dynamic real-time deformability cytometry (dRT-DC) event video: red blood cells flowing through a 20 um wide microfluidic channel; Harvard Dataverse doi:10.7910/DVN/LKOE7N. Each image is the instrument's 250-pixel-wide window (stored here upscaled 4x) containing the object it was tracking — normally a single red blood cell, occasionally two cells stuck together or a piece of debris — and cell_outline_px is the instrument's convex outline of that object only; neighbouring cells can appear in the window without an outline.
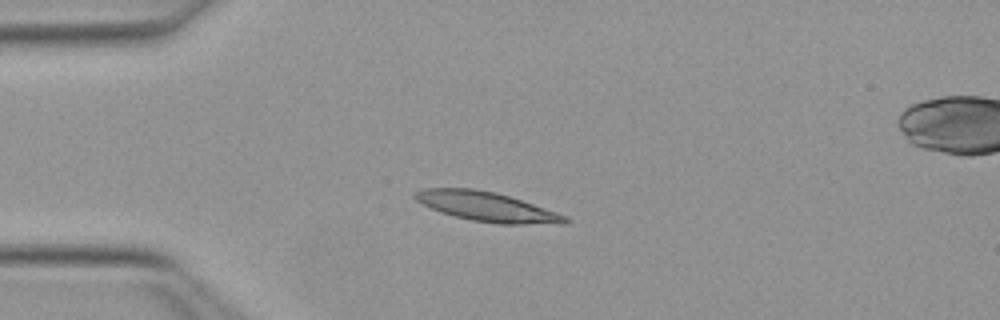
{"species": "Egyptian fruit bat (a non-hibernating species)", "species_latin": "Rousettus aegyptiacus", "temperature_condition": "warm", "stored_images_in_passage": 29, "camera_frame_rate_fps": 3000, "um_per_image_px": 0.085, "animal": {"sex": "female"}, "frame": {"image": 1, "passage_image": 1, "time_ms": 0.0, "image_size_px": [1000, 320], "cell_outline_px": [[568, 220], [564, 224], [500, 224], [472, 220], [440, 212], [416, 200], [412, 196], [412, 192], [424, 188], [472, 188], [496, 192], [568, 216]], "centroid_in_image_um": [41.35, 17.56], "position_along_channel_um": 43.6, "area_um2": 25.55}}
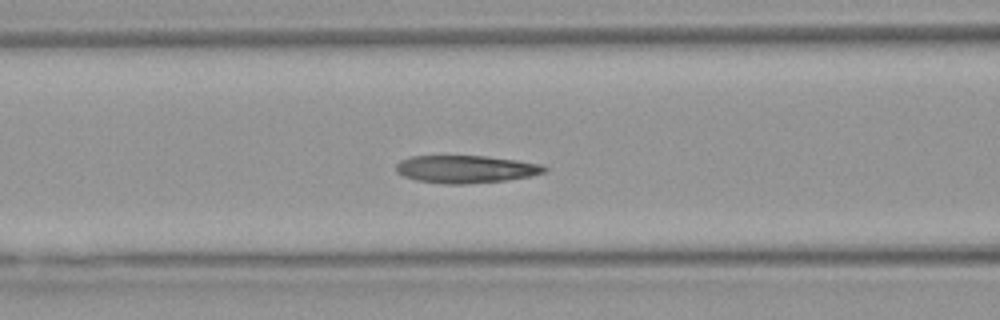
{"frame": {"image": 2, "passage_image": 9, "time_ms": 2.667, "image_size_px": [1000, 320], "cell_outline_px": [[548, 168], [544, 172], [528, 176], [504, 180], [468, 184], [444, 184], [416, 180], [404, 176], [396, 172], [396, 164], [400, 160], [412, 156], [484, 156], [516, 160], [544, 164]], "centroid_in_image_um": [39.57, 14.37], "position_along_channel_um": 127.0, "area_um2": 23.81}}
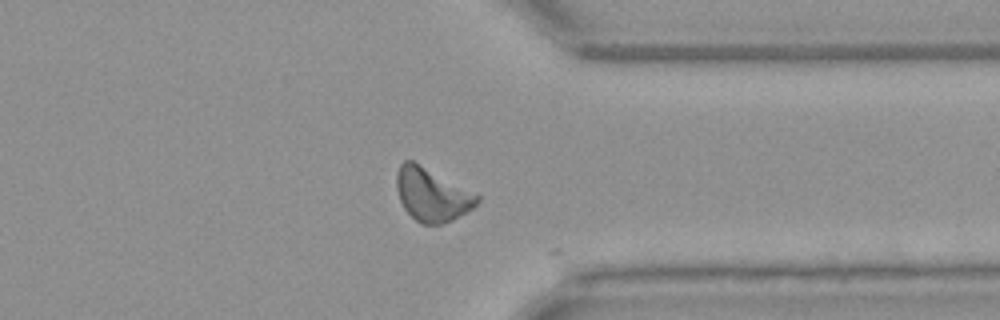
{"frame": {"image": 3, "passage_image": 28, "time_ms": 9.0, "image_size_px": [1000, 320], "cell_outline_px": [[480, 200], [472, 208], [452, 220], [444, 224], [420, 224], [404, 208], [400, 200], [396, 188], [396, 172], [400, 164], [404, 160], [412, 160], [480, 196]], "centroid_in_image_um": [36.68, 16.55], "position_along_channel_um": 374.7, "area_um2": 24.62}, "authors_computed_cell_mechanics": {"area_um2": 24.2182, "velocity_mm_per_s": 3.9823, "shape_relaxation_time_tau1_ms": 5.1446, "shape_relaxation_time_tau2_ms": 2.7753, "deformation_change_tau1": 0.1659, "deformation_change_tau2": 0.0731}}